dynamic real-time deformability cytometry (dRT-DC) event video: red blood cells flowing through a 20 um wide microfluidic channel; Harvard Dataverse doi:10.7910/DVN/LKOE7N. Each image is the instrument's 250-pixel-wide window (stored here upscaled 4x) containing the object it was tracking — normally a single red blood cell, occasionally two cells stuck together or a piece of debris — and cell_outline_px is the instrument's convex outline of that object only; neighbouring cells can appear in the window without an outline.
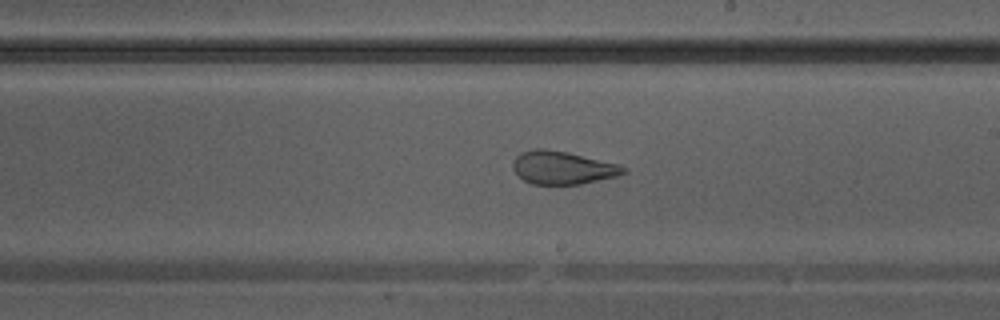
{"species": "Egyptian fruit bat (a non-hibernating species)", "species_latin": "Rousettus aegyptiacus", "temperature_condition": "warm", "stored_images_in_passage": 41, "camera_frame_rate_fps": 3000, "um_per_image_px": 0.085, "animal": {"sex": "male"}, "frame": {"image": 1, "passage_image": 24, "time_ms": 7.667, "image_size_px": [1000, 320], "cell_outline_px": [[628, 172], [616, 176], [580, 184], [532, 184], [524, 180], [512, 168], [512, 164], [516, 156], [520, 152], [536, 148], [544, 148], [568, 152], [620, 164], [628, 168]], "centroid_in_image_um": [47.84, 14.24], "position_along_channel_um": 241.2, "area_um2": 21.39}}